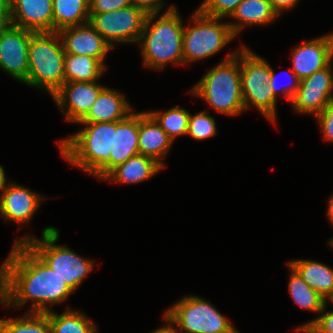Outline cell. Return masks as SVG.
<instances>
[{
  "instance_id": "cell-38",
  "label": "cell",
  "mask_w": 333,
  "mask_h": 333,
  "mask_svg": "<svg viewBox=\"0 0 333 333\" xmlns=\"http://www.w3.org/2000/svg\"><path fill=\"white\" fill-rule=\"evenodd\" d=\"M273 9L277 12L278 15H281L283 10H291L295 7L299 0H269Z\"/></svg>"
},
{
  "instance_id": "cell-22",
  "label": "cell",
  "mask_w": 333,
  "mask_h": 333,
  "mask_svg": "<svg viewBox=\"0 0 333 333\" xmlns=\"http://www.w3.org/2000/svg\"><path fill=\"white\" fill-rule=\"evenodd\" d=\"M288 264L292 266L301 278L323 298L333 301V269L317 261L291 260Z\"/></svg>"
},
{
  "instance_id": "cell-5",
  "label": "cell",
  "mask_w": 333,
  "mask_h": 333,
  "mask_svg": "<svg viewBox=\"0 0 333 333\" xmlns=\"http://www.w3.org/2000/svg\"><path fill=\"white\" fill-rule=\"evenodd\" d=\"M58 32L33 33L30 37L28 86L54 95L65 83V52Z\"/></svg>"
},
{
  "instance_id": "cell-28",
  "label": "cell",
  "mask_w": 333,
  "mask_h": 333,
  "mask_svg": "<svg viewBox=\"0 0 333 333\" xmlns=\"http://www.w3.org/2000/svg\"><path fill=\"white\" fill-rule=\"evenodd\" d=\"M0 333H52L47 314L25 313L21 318L0 319Z\"/></svg>"
},
{
  "instance_id": "cell-20",
  "label": "cell",
  "mask_w": 333,
  "mask_h": 333,
  "mask_svg": "<svg viewBox=\"0 0 333 333\" xmlns=\"http://www.w3.org/2000/svg\"><path fill=\"white\" fill-rule=\"evenodd\" d=\"M163 168L154 158L139 153L118 165L103 180L123 184L140 183L155 176Z\"/></svg>"
},
{
  "instance_id": "cell-35",
  "label": "cell",
  "mask_w": 333,
  "mask_h": 333,
  "mask_svg": "<svg viewBox=\"0 0 333 333\" xmlns=\"http://www.w3.org/2000/svg\"><path fill=\"white\" fill-rule=\"evenodd\" d=\"M132 5L131 0H89L90 14L104 13Z\"/></svg>"
},
{
  "instance_id": "cell-39",
  "label": "cell",
  "mask_w": 333,
  "mask_h": 333,
  "mask_svg": "<svg viewBox=\"0 0 333 333\" xmlns=\"http://www.w3.org/2000/svg\"><path fill=\"white\" fill-rule=\"evenodd\" d=\"M10 24V12L5 7L0 6V31Z\"/></svg>"
},
{
  "instance_id": "cell-24",
  "label": "cell",
  "mask_w": 333,
  "mask_h": 333,
  "mask_svg": "<svg viewBox=\"0 0 333 333\" xmlns=\"http://www.w3.org/2000/svg\"><path fill=\"white\" fill-rule=\"evenodd\" d=\"M89 0H53V32L89 22Z\"/></svg>"
},
{
  "instance_id": "cell-14",
  "label": "cell",
  "mask_w": 333,
  "mask_h": 333,
  "mask_svg": "<svg viewBox=\"0 0 333 333\" xmlns=\"http://www.w3.org/2000/svg\"><path fill=\"white\" fill-rule=\"evenodd\" d=\"M10 23L34 33L53 32V0H12Z\"/></svg>"
},
{
  "instance_id": "cell-31",
  "label": "cell",
  "mask_w": 333,
  "mask_h": 333,
  "mask_svg": "<svg viewBox=\"0 0 333 333\" xmlns=\"http://www.w3.org/2000/svg\"><path fill=\"white\" fill-rule=\"evenodd\" d=\"M242 0H204L198 9L215 18L230 17Z\"/></svg>"
},
{
  "instance_id": "cell-41",
  "label": "cell",
  "mask_w": 333,
  "mask_h": 333,
  "mask_svg": "<svg viewBox=\"0 0 333 333\" xmlns=\"http://www.w3.org/2000/svg\"><path fill=\"white\" fill-rule=\"evenodd\" d=\"M328 209H327V216L331 222V224L333 225V195L329 198L328 201Z\"/></svg>"
},
{
  "instance_id": "cell-25",
  "label": "cell",
  "mask_w": 333,
  "mask_h": 333,
  "mask_svg": "<svg viewBox=\"0 0 333 333\" xmlns=\"http://www.w3.org/2000/svg\"><path fill=\"white\" fill-rule=\"evenodd\" d=\"M287 265L291 270L288 291L294 302L302 309L310 312H324L326 310L327 300L316 290H313L292 266L288 263Z\"/></svg>"
},
{
  "instance_id": "cell-44",
  "label": "cell",
  "mask_w": 333,
  "mask_h": 333,
  "mask_svg": "<svg viewBox=\"0 0 333 333\" xmlns=\"http://www.w3.org/2000/svg\"><path fill=\"white\" fill-rule=\"evenodd\" d=\"M329 41H330V49H331V57L333 58V33L332 34H327Z\"/></svg>"
},
{
  "instance_id": "cell-32",
  "label": "cell",
  "mask_w": 333,
  "mask_h": 333,
  "mask_svg": "<svg viewBox=\"0 0 333 333\" xmlns=\"http://www.w3.org/2000/svg\"><path fill=\"white\" fill-rule=\"evenodd\" d=\"M299 87L315 89H333V71L331 63L322 70L300 81Z\"/></svg>"
},
{
  "instance_id": "cell-2",
  "label": "cell",
  "mask_w": 333,
  "mask_h": 333,
  "mask_svg": "<svg viewBox=\"0 0 333 333\" xmlns=\"http://www.w3.org/2000/svg\"><path fill=\"white\" fill-rule=\"evenodd\" d=\"M79 124L85 127L58 142L61 154L76 167L103 180L110 173L114 122Z\"/></svg>"
},
{
  "instance_id": "cell-23",
  "label": "cell",
  "mask_w": 333,
  "mask_h": 333,
  "mask_svg": "<svg viewBox=\"0 0 333 333\" xmlns=\"http://www.w3.org/2000/svg\"><path fill=\"white\" fill-rule=\"evenodd\" d=\"M99 60L86 55L65 53L64 72L65 82L98 81L106 70Z\"/></svg>"
},
{
  "instance_id": "cell-7",
  "label": "cell",
  "mask_w": 333,
  "mask_h": 333,
  "mask_svg": "<svg viewBox=\"0 0 333 333\" xmlns=\"http://www.w3.org/2000/svg\"><path fill=\"white\" fill-rule=\"evenodd\" d=\"M239 59L244 109L251 104L275 123L277 97L269 85L270 64L245 45L239 50Z\"/></svg>"
},
{
  "instance_id": "cell-34",
  "label": "cell",
  "mask_w": 333,
  "mask_h": 333,
  "mask_svg": "<svg viewBox=\"0 0 333 333\" xmlns=\"http://www.w3.org/2000/svg\"><path fill=\"white\" fill-rule=\"evenodd\" d=\"M292 73L288 72V76H290V81L291 84H287V85H282V87H279L277 85V80H276V75L274 73V70L270 67V80H269V85L273 90L274 95L277 97V93L280 90L281 93L284 94V97H286L288 99L289 102H291V100L293 99L294 95L296 94L298 88H299V84H300V80L299 78L296 76V74L291 71Z\"/></svg>"
},
{
  "instance_id": "cell-12",
  "label": "cell",
  "mask_w": 333,
  "mask_h": 333,
  "mask_svg": "<svg viewBox=\"0 0 333 333\" xmlns=\"http://www.w3.org/2000/svg\"><path fill=\"white\" fill-rule=\"evenodd\" d=\"M105 86L93 82H65L52 96L66 120L80 122ZM66 108V109H65Z\"/></svg>"
},
{
  "instance_id": "cell-46",
  "label": "cell",
  "mask_w": 333,
  "mask_h": 333,
  "mask_svg": "<svg viewBox=\"0 0 333 333\" xmlns=\"http://www.w3.org/2000/svg\"><path fill=\"white\" fill-rule=\"evenodd\" d=\"M329 244L333 247V239H331V241H329Z\"/></svg>"
},
{
  "instance_id": "cell-11",
  "label": "cell",
  "mask_w": 333,
  "mask_h": 333,
  "mask_svg": "<svg viewBox=\"0 0 333 333\" xmlns=\"http://www.w3.org/2000/svg\"><path fill=\"white\" fill-rule=\"evenodd\" d=\"M33 33L11 24L0 31V68L22 83L28 76V50Z\"/></svg>"
},
{
  "instance_id": "cell-19",
  "label": "cell",
  "mask_w": 333,
  "mask_h": 333,
  "mask_svg": "<svg viewBox=\"0 0 333 333\" xmlns=\"http://www.w3.org/2000/svg\"><path fill=\"white\" fill-rule=\"evenodd\" d=\"M133 109L118 91L105 86L87 115L78 123L118 122Z\"/></svg>"
},
{
  "instance_id": "cell-3",
  "label": "cell",
  "mask_w": 333,
  "mask_h": 333,
  "mask_svg": "<svg viewBox=\"0 0 333 333\" xmlns=\"http://www.w3.org/2000/svg\"><path fill=\"white\" fill-rule=\"evenodd\" d=\"M158 13L148 14L138 42L142 47L144 65L163 69L169 62L184 64V26L175 6H170L156 22Z\"/></svg>"
},
{
  "instance_id": "cell-36",
  "label": "cell",
  "mask_w": 333,
  "mask_h": 333,
  "mask_svg": "<svg viewBox=\"0 0 333 333\" xmlns=\"http://www.w3.org/2000/svg\"><path fill=\"white\" fill-rule=\"evenodd\" d=\"M316 117L319 123L318 125H320L322 129L323 138L333 142V101Z\"/></svg>"
},
{
  "instance_id": "cell-45",
  "label": "cell",
  "mask_w": 333,
  "mask_h": 333,
  "mask_svg": "<svg viewBox=\"0 0 333 333\" xmlns=\"http://www.w3.org/2000/svg\"><path fill=\"white\" fill-rule=\"evenodd\" d=\"M172 333H185V332H182V331H180V330H176L175 329V326H172Z\"/></svg>"
},
{
  "instance_id": "cell-27",
  "label": "cell",
  "mask_w": 333,
  "mask_h": 333,
  "mask_svg": "<svg viewBox=\"0 0 333 333\" xmlns=\"http://www.w3.org/2000/svg\"><path fill=\"white\" fill-rule=\"evenodd\" d=\"M333 89L299 87L291 103L296 112L319 115L333 101Z\"/></svg>"
},
{
  "instance_id": "cell-16",
  "label": "cell",
  "mask_w": 333,
  "mask_h": 333,
  "mask_svg": "<svg viewBox=\"0 0 333 333\" xmlns=\"http://www.w3.org/2000/svg\"><path fill=\"white\" fill-rule=\"evenodd\" d=\"M43 200L40 194L24 186L10 183L0 195V213L6 221L26 224Z\"/></svg>"
},
{
  "instance_id": "cell-37",
  "label": "cell",
  "mask_w": 333,
  "mask_h": 333,
  "mask_svg": "<svg viewBox=\"0 0 333 333\" xmlns=\"http://www.w3.org/2000/svg\"><path fill=\"white\" fill-rule=\"evenodd\" d=\"M132 5L143 9L147 14L159 13L165 5L161 0H131Z\"/></svg>"
},
{
  "instance_id": "cell-8",
  "label": "cell",
  "mask_w": 333,
  "mask_h": 333,
  "mask_svg": "<svg viewBox=\"0 0 333 333\" xmlns=\"http://www.w3.org/2000/svg\"><path fill=\"white\" fill-rule=\"evenodd\" d=\"M221 18L210 17L199 9L192 15L194 25L184 27V64L209 58L226 46L235 35L229 23H221Z\"/></svg>"
},
{
  "instance_id": "cell-18",
  "label": "cell",
  "mask_w": 333,
  "mask_h": 333,
  "mask_svg": "<svg viewBox=\"0 0 333 333\" xmlns=\"http://www.w3.org/2000/svg\"><path fill=\"white\" fill-rule=\"evenodd\" d=\"M173 140L161 128L148 112H139V153L154 158L163 167L161 161L170 150Z\"/></svg>"
},
{
  "instance_id": "cell-40",
  "label": "cell",
  "mask_w": 333,
  "mask_h": 333,
  "mask_svg": "<svg viewBox=\"0 0 333 333\" xmlns=\"http://www.w3.org/2000/svg\"><path fill=\"white\" fill-rule=\"evenodd\" d=\"M6 183L7 182H6V175L4 172V167L0 166V191L2 190L1 192H3L6 189V187L8 185Z\"/></svg>"
},
{
  "instance_id": "cell-6",
  "label": "cell",
  "mask_w": 333,
  "mask_h": 333,
  "mask_svg": "<svg viewBox=\"0 0 333 333\" xmlns=\"http://www.w3.org/2000/svg\"><path fill=\"white\" fill-rule=\"evenodd\" d=\"M59 235L56 228L48 226L42 231V239L28 235L15 243H26L74 292L92 271L94 260L85 259L66 246L56 245Z\"/></svg>"
},
{
  "instance_id": "cell-17",
  "label": "cell",
  "mask_w": 333,
  "mask_h": 333,
  "mask_svg": "<svg viewBox=\"0 0 333 333\" xmlns=\"http://www.w3.org/2000/svg\"><path fill=\"white\" fill-rule=\"evenodd\" d=\"M139 113H130L114 122L113 155H110V172L126 160L139 154Z\"/></svg>"
},
{
  "instance_id": "cell-4",
  "label": "cell",
  "mask_w": 333,
  "mask_h": 333,
  "mask_svg": "<svg viewBox=\"0 0 333 333\" xmlns=\"http://www.w3.org/2000/svg\"><path fill=\"white\" fill-rule=\"evenodd\" d=\"M190 93L203 98L222 114L235 116L243 112L239 50L210 69Z\"/></svg>"
},
{
  "instance_id": "cell-10",
  "label": "cell",
  "mask_w": 333,
  "mask_h": 333,
  "mask_svg": "<svg viewBox=\"0 0 333 333\" xmlns=\"http://www.w3.org/2000/svg\"><path fill=\"white\" fill-rule=\"evenodd\" d=\"M147 13L134 5L104 13L90 14L89 22L114 47L115 43L138 42Z\"/></svg>"
},
{
  "instance_id": "cell-30",
  "label": "cell",
  "mask_w": 333,
  "mask_h": 333,
  "mask_svg": "<svg viewBox=\"0 0 333 333\" xmlns=\"http://www.w3.org/2000/svg\"><path fill=\"white\" fill-rule=\"evenodd\" d=\"M217 134L215 118L203 112L190 114L187 135L195 140H204Z\"/></svg>"
},
{
  "instance_id": "cell-13",
  "label": "cell",
  "mask_w": 333,
  "mask_h": 333,
  "mask_svg": "<svg viewBox=\"0 0 333 333\" xmlns=\"http://www.w3.org/2000/svg\"><path fill=\"white\" fill-rule=\"evenodd\" d=\"M58 34L65 53L93 57L105 66L103 60L112 47L90 22L62 28Z\"/></svg>"
},
{
  "instance_id": "cell-26",
  "label": "cell",
  "mask_w": 333,
  "mask_h": 333,
  "mask_svg": "<svg viewBox=\"0 0 333 333\" xmlns=\"http://www.w3.org/2000/svg\"><path fill=\"white\" fill-rule=\"evenodd\" d=\"M46 314L52 333H96L95 324L80 311L67 308L61 315L54 311Z\"/></svg>"
},
{
  "instance_id": "cell-29",
  "label": "cell",
  "mask_w": 333,
  "mask_h": 333,
  "mask_svg": "<svg viewBox=\"0 0 333 333\" xmlns=\"http://www.w3.org/2000/svg\"><path fill=\"white\" fill-rule=\"evenodd\" d=\"M148 113L173 142L176 136L187 135L190 113L185 108L173 107L165 112L148 111Z\"/></svg>"
},
{
  "instance_id": "cell-21",
  "label": "cell",
  "mask_w": 333,
  "mask_h": 333,
  "mask_svg": "<svg viewBox=\"0 0 333 333\" xmlns=\"http://www.w3.org/2000/svg\"><path fill=\"white\" fill-rule=\"evenodd\" d=\"M279 15L273 9L269 0H242L230 17L236 19L235 24L229 23L235 36L246 25H267Z\"/></svg>"
},
{
  "instance_id": "cell-1",
  "label": "cell",
  "mask_w": 333,
  "mask_h": 333,
  "mask_svg": "<svg viewBox=\"0 0 333 333\" xmlns=\"http://www.w3.org/2000/svg\"><path fill=\"white\" fill-rule=\"evenodd\" d=\"M73 291L54 270L26 244L14 243L0 267V303L22 307L32 300L29 313L51 312L47 304L62 303Z\"/></svg>"
},
{
  "instance_id": "cell-33",
  "label": "cell",
  "mask_w": 333,
  "mask_h": 333,
  "mask_svg": "<svg viewBox=\"0 0 333 333\" xmlns=\"http://www.w3.org/2000/svg\"><path fill=\"white\" fill-rule=\"evenodd\" d=\"M297 331L302 333H333V311L326 312L316 319L298 326Z\"/></svg>"
},
{
  "instance_id": "cell-15",
  "label": "cell",
  "mask_w": 333,
  "mask_h": 333,
  "mask_svg": "<svg viewBox=\"0 0 333 333\" xmlns=\"http://www.w3.org/2000/svg\"><path fill=\"white\" fill-rule=\"evenodd\" d=\"M292 69L299 80H303L313 73L324 69L332 63L330 41L326 35L303 44L292 50Z\"/></svg>"
},
{
  "instance_id": "cell-9",
  "label": "cell",
  "mask_w": 333,
  "mask_h": 333,
  "mask_svg": "<svg viewBox=\"0 0 333 333\" xmlns=\"http://www.w3.org/2000/svg\"><path fill=\"white\" fill-rule=\"evenodd\" d=\"M164 319L185 333H235L237 330L213 305L186 296L165 311Z\"/></svg>"
},
{
  "instance_id": "cell-42",
  "label": "cell",
  "mask_w": 333,
  "mask_h": 333,
  "mask_svg": "<svg viewBox=\"0 0 333 333\" xmlns=\"http://www.w3.org/2000/svg\"><path fill=\"white\" fill-rule=\"evenodd\" d=\"M153 333H172V325L168 322V325L160 327L159 329L153 331Z\"/></svg>"
},
{
  "instance_id": "cell-43",
  "label": "cell",
  "mask_w": 333,
  "mask_h": 333,
  "mask_svg": "<svg viewBox=\"0 0 333 333\" xmlns=\"http://www.w3.org/2000/svg\"><path fill=\"white\" fill-rule=\"evenodd\" d=\"M0 6L5 7L10 12L12 0H0Z\"/></svg>"
}]
</instances>
